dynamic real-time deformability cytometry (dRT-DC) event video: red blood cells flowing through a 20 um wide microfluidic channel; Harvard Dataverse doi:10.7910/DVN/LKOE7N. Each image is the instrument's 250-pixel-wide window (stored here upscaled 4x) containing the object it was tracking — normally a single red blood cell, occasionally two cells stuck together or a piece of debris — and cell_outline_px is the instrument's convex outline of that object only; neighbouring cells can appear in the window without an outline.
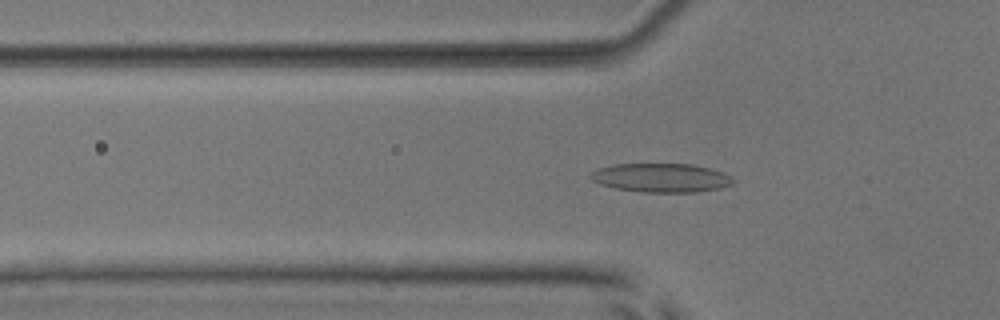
{"species": "common noctule bat (a hibernating species)", "species_latin": "Nyctalus noctula", "temperature_condition": "room temperature", "stored_images_in_passage": 54, "camera_frame_rate_fps": 3000, "um_per_image_px": 0.085, "animal": {"sex": "male", "body_mass_g": 17.9, "forearm_length_mm": 54.2}, "frame": {"image": 1, "passage_image": 18, "time_ms": 5.667, "image_size_px": [1000, 320], "cell_outline_px": [[736, 180], [732, 184], [720, 188], [696, 192], [640, 192], [616, 188], [600, 184], [592, 180], [588, 176], [592, 172], [600, 168], [612, 164], [692, 164], [724, 172], [732, 176]], "centroid_in_image_um": [56.22, 15.11], "position_along_channel_um": 69.6, "area_um2": 24.04}}
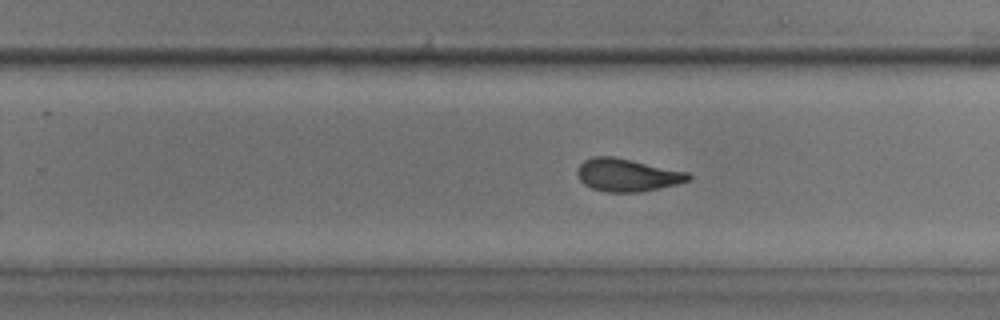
{"frame": {"image": 2, "passage_image": 34, "time_ms": 11.0, "image_size_px": [1000, 320], "cell_outline_px": [[692, 176], [688, 180], [676, 184], [640, 192], [604, 192], [592, 188], [584, 184], [580, 180], [576, 172], [580, 164], [584, 160], [592, 156], [616, 156], [688, 172]], "centroid_in_image_um": [53.28, 14.86], "position_along_channel_um": 276.5, "area_um2": 21.27}}
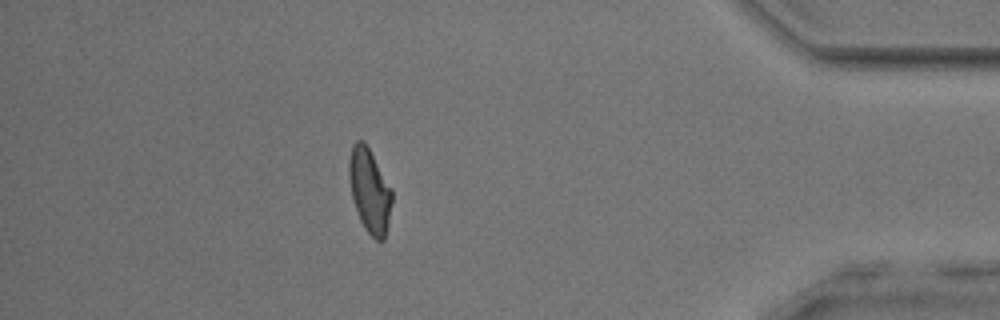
{"frame": {"image": 3, "passage_image": 47, "time_ms": 15.333, "image_size_px": [1000, 320], "cell_outline_px": [[392, 200], [388, 224], [384, 240], [376, 240], [364, 228], [360, 220], [352, 196], [348, 176], [348, 160], [352, 144], [356, 140], [364, 140], [392, 188]], "centroid_in_image_um": [31.41, 16.17], "position_along_channel_um": 403.8, "area_um2": 21.1}, "authors_computed_cell_mechanics": {"area_um2": 21.5016, "velocity_mm_per_s": 3.8944, "shape_relaxation_time_tau1_ms": 4.5884, "shape_relaxation_time_tau2_ms": 1.373, "deformation_change_tau1": 0.1604, "deformation_change_tau2": 0.0747}}